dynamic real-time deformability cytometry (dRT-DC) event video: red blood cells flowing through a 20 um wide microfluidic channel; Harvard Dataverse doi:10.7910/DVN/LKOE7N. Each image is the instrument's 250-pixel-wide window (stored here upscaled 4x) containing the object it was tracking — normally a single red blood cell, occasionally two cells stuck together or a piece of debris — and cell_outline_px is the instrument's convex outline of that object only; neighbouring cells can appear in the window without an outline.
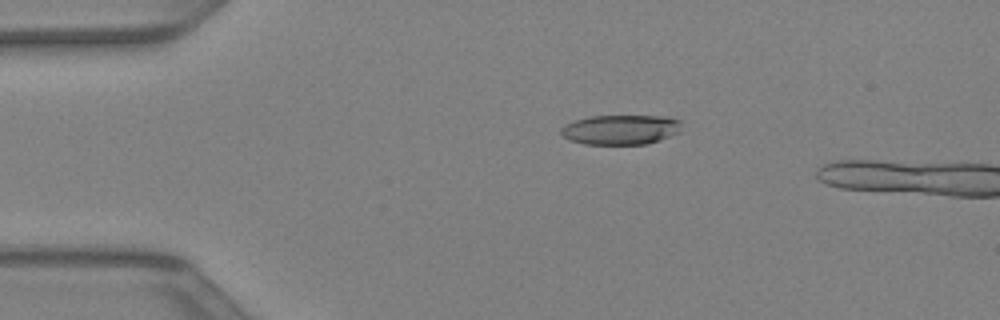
{"species": "Egyptian fruit bat (a non-hibernating species)", "species_latin": "Rousettus aegyptiacus", "temperature_condition": "warm", "stored_images_in_passage": 12, "camera_frame_rate_fps": 3000, "um_per_image_px": 0.085, "animal": {"sex": "female"}, "frame": {"image": 1, "passage_image": 9, "time_ms": 2.667, "image_size_px": [1000, 320], "cell_outline_px": [[684, 120], [680, 132], [660, 140], [644, 144], [584, 144], [568, 140], [560, 132], [560, 128], [564, 124], [576, 120], [592, 116], [668, 116]], "centroid_in_image_um": [52.8, 11.01], "position_along_channel_um": 32.2, "area_um2": 21.21}}